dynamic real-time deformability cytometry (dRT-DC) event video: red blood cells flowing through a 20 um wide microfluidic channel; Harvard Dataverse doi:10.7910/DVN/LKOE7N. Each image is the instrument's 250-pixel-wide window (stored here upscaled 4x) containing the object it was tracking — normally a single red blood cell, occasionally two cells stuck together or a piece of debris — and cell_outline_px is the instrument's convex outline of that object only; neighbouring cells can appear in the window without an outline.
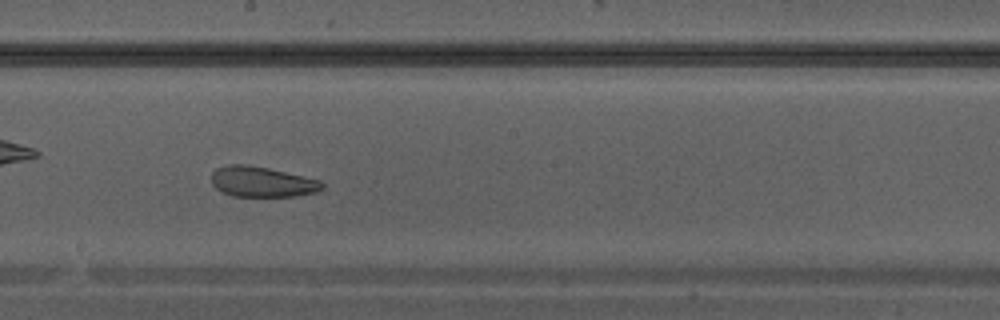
{"species": "Egyptian fruit bat (a non-hibernating species)", "species_latin": "Rousettus aegyptiacus", "temperature_condition": "warm", "stored_images_in_passage": 38, "camera_frame_rate_fps": 3000, "um_per_image_px": 0.085, "animal": {"sex": "male"}, "frame": {"image": 1, "passage_image": 22, "time_ms": 7.0, "image_size_px": [1000, 320], "cell_outline_px": [[324, 188], [316, 192], [296, 196], [232, 196], [216, 188], [212, 184], [212, 172], [216, 168], [228, 164], [248, 164], [268, 168], [304, 176], [320, 180], [324, 184]], "centroid_in_image_um": [22.27, 15.44], "position_along_channel_um": 225.9, "area_um2": 19.65}}